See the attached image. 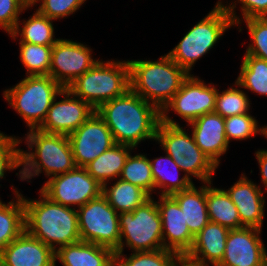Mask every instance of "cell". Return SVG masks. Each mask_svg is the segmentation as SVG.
I'll return each instance as SVG.
<instances>
[{
    "mask_svg": "<svg viewBox=\"0 0 267 266\" xmlns=\"http://www.w3.org/2000/svg\"><path fill=\"white\" fill-rule=\"evenodd\" d=\"M117 144L136 149L145 140L156 141L161 111L130 89L96 109Z\"/></svg>",
    "mask_w": 267,
    "mask_h": 266,
    "instance_id": "cell-1",
    "label": "cell"
},
{
    "mask_svg": "<svg viewBox=\"0 0 267 266\" xmlns=\"http://www.w3.org/2000/svg\"><path fill=\"white\" fill-rule=\"evenodd\" d=\"M39 194L38 200L28 199L22 194L25 231L54 252L60 247L79 242L77 210L51 201L40 190Z\"/></svg>",
    "mask_w": 267,
    "mask_h": 266,
    "instance_id": "cell-2",
    "label": "cell"
},
{
    "mask_svg": "<svg viewBox=\"0 0 267 266\" xmlns=\"http://www.w3.org/2000/svg\"><path fill=\"white\" fill-rule=\"evenodd\" d=\"M23 138L28 150L20 151L19 180L31 182L41 173L50 179L76 167L68 136L30 129Z\"/></svg>",
    "mask_w": 267,
    "mask_h": 266,
    "instance_id": "cell-3",
    "label": "cell"
},
{
    "mask_svg": "<svg viewBox=\"0 0 267 266\" xmlns=\"http://www.w3.org/2000/svg\"><path fill=\"white\" fill-rule=\"evenodd\" d=\"M130 90L160 111L181 89L189 73L167 54L156 60H128Z\"/></svg>",
    "mask_w": 267,
    "mask_h": 266,
    "instance_id": "cell-4",
    "label": "cell"
},
{
    "mask_svg": "<svg viewBox=\"0 0 267 266\" xmlns=\"http://www.w3.org/2000/svg\"><path fill=\"white\" fill-rule=\"evenodd\" d=\"M67 89L96 110L130 89L128 60H99Z\"/></svg>",
    "mask_w": 267,
    "mask_h": 266,
    "instance_id": "cell-5",
    "label": "cell"
},
{
    "mask_svg": "<svg viewBox=\"0 0 267 266\" xmlns=\"http://www.w3.org/2000/svg\"><path fill=\"white\" fill-rule=\"evenodd\" d=\"M233 27L230 15L218 0L214 8L190 28L166 54L191 75L195 63L214 48L225 32Z\"/></svg>",
    "mask_w": 267,
    "mask_h": 266,
    "instance_id": "cell-6",
    "label": "cell"
},
{
    "mask_svg": "<svg viewBox=\"0 0 267 266\" xmlns=\"http://www.w3.org/2000/svg\"><path fill=\"white\" fill-rule=\"evenodd\" d=\"M62 90L63 87L49 75L25 76L3 91V97L30 130L43 124L53 100Z\"/></svg>",
    "mask_w": 267,
    "mask_h": 266,
    "instance_id": "cell-7",
    "label": "cell"
},
{
    "mask_svg": "<svg viewBox=\"0 0 267 266\" xmlns=\"http://www.w3.org/2000/svg\"><path fill=\"white\" fill-rule=\"evenodd\" d=\"M190 134L181 125H169L160 121L155 142L160 144L164 153L177 163L188 178L192 180L194 177L202 183L213 182V175L218 168L196 145L192 133Z\"/></svg>",
    "mask_w": 267,
    "mask_h": 266,
    "instance_id": "cell-8",
    "label": "cell"
},
{
    "mask_svg": "<svg viewBox=\"0 0 267 266\" xmlns=\"http://www.w3.org/2000/svg\"><path fill=\"white\" fill-rule=\"evenodd\" d=\"M119 225L120 244L115 253H124L125 246L132 252L165 249L162 221L153 196L134 211L119 213Z\"/></svg>",
    "mask_w": 267,
    "mask_h": 266,
    "instance_id": "cell-9",
    "label": "cell"
},
{
    "mask_svg": "<svg viewBox=\"0 0 267 266\" xmlns=\"http://www.w3.org/2000/svg\"><path fill=\"white\" fill-rule=\"evenodd\" d=\"M76 210L81 241L105 246L113 251L119 247V213L102 194Z\"/></svg>",
    "mask_w": 267,
    "mask_h": 266,
    "instance_id": "cell-10",
    "label": "cell"
},
{
    "mask_svg": "<svg viewBox=\"0 0 267 266\" xmlns=\"http://www.w3.org/2000/svg\"><path fill=\"white\" fill-rule=\"evenodd\" d=\"M214 83L206 84L204 80L193 74L183 82L181 89L161 110V121L169 125H179L172 117L170 111L187 124L207 113H213L217 94Z\"/></svg>",
    "mask_w": 267,
    "mask_h": 266,
    "instance_id": "cell-11",
    "label": "cell"
},
{
    "mask_svg": "<svg viewBox=\"0 0 267 266\" xmlns=\"http://www.w3.org/2000/svg\"><path fill=\"white\" fill-rule=\"evenodd\" d=\"M40 191L57 204L78 209L88 201L98 198L102 194V185L86 168L75 167L47 180Z\"/></svg>",
    "mask_w": 267,
    "mask_h": 266,
    "instance_id": "cell-12",
    "label": "cell"
},
{
    "mask_svg": "<svg viewBox=\"0 0 267 266\" xmlns=\"http://www.w3.org/2000/svg\"><path fill=\"white\" fill-rule=\"evenodd\" d=\"M91 52L92 49L84 43L59 39L52 47L49 76L67 88L100 60L93 58Z\"/></svg>",
    "mask_w": 267,
    "mask_h": 266,
    "instance_id": "cell-13",
    "label": "cell"
},
{
    "mask_svg": "<svg viewBox=\"0 0 267 266\" xmlns=\"http://www.w3.org/2000/svg\"><path fill=\"white\" fill-rule=\"evenodd\" d=\"M68 138L76 167L85 168L116 144L110 129L96 111Z\"/></svg>",
    "mask_w": 267,
    "mask_h": 266,
    "instance_id": "cell-14",
    "label": "cell"
},
{
    "mask_svg": "<svg viewBox=\"0 0 267 266\" xmlns=\"http://www.w3.org/2000/svg\"><path fill=\"white\" fill-rule=\"evenodd\" d=\"M59 96L63 98L57 101ZM95 111L89 103L63 88L53 100L43 124L38 129L46 133L69 136Z\"/></svg>",
    "mask_w": 267,
    "mask_h": 266,
    "instance_id": "cell-15",
    "label": "cell"
},
{
    "mask_svg": "<svg viewBox=\"0 0 267 266\" xmlns=\"http://www.w3.org/2000/svg\"><path fill=\"white\" fill-rule=\"evenodd\" d=\"M261 232L254 227L229 230L223 259L217 266H267Z\"/></svg>",
    "mask_w": 267,
    "mask_h": 266,
    "instance_id": "cell-16",
    "label": "cell"
},
{
    "mask_svg": "<svg viewBox=\"0 0 267 266\" xmlns=\"http://www.w3.org/2000/svg\"><path fill=\"white\" fill-rule=\"evenodd\" d=\"M156 203L162 221L164 248L183 258L192 248L195 238L190 233L184 212L171 195L159 196Z\"/></svg>",
    "mask_w": 267,
    "mask_h": 266,
    "instance_id": "cell-17",
    "label": "cell"
},
{
    "mask_svg": "<svg viewBox=\"0 0 267 266\" xmlns=\"http://www.w3.org/2000/svg\"><path fill=\"white\" fill-rule=\"evenodd\" d=\"M242 173L230 188L224 189L235 204L243 227L263 229L266 199L264 191Z\"/></svg>",
    "mask_w": 267,
    "mask_h": 266,
    "instance_id": "cell-18",
    "label": "cell"
},
{
    "mask_svg": "<svg viewBox=\"0 0 267 266\" xmlns=\"http://www.w3.org/2000/svg\"><path fill=\"white\" fill-rule=\"evenodd\" d=\"M228 234V228L209 221L195 236L183 263L187 266H217L223 259Z\"/></svg>",
    "mask_w": 267,
    "mask_h": 266,
    "instance_id": "cell-19",
    "label": "cell"
},
{
    "mask_svg": "<svg viewBox=\"0 0 267 266\" xmlns=\"http://www.w3.org/2000/svg\"><path fill=\"white\" fill-rule=\"evenodd\" d=\"M0 266H57L55 252L26 231L0 253Z\"/></svg>",
    "mask_w": 267,
    "mask_h": 266,
    "instance_id": "cell-20",
    "label": "cell"
},
{
    "mask_svg": "<svg viewBox=\"0 0 267 266\" xmlns=\"http://www.w3.org/2000/svg\"><path fill=\"white\" fill-rule=\"evenodd\" d=\"M191 126L196 145L218 168L220 158L227 152L229 142L226 139L224 118L215 112L207 113L187 124Z\"/></svg>",
    "mask_w": 267,
    "mask_h": 266,
    "instance_id": "cell-21",
    "label": "cell"
},
{
    "mask_svg": "<svg viewBox=\"0 0 267 266\" xmlns=\"http://www.w3.org/2000/svg\"><path fill=\"white\" fill-rule=\"evenodd\" d=\"M114 258L111 248L81 240L55 252V261L63 266H114Z\"/></svg>",
    "mask_w": 267,
    "mask_h": 266,
    "instance_id": "cell-22",
    "label": "cell"
},
{
    "mask_svg": "<svg viewBox=\"0 0 267 266\" xmlns=\"http://www.w3.org/2000/svg\"><path fill=\"white\" fill-rule=\"evenodd\" d=\"M198 189L193 183L188 189L176 192L171 196L177 201L184 212L185 221L190 233L195 237L210 219L206 202V184Z\"/></svg>",
    "mask_w": 267,
    "mask_h": 266,
    "instance_id": "cell-23",
    "label": "cell"
},
{
    "mask_svg": "<svg viewBox=\"0 0 267 266\" xmlns=\"http://www.w3.org/2000/svg\"><path fill=\"white\" fill-rule=\"evenodd\" d=\"M165 154V157L149 159L154 179V193L160 190L156 193H159V196L172 195L188 189L194 183L185 174L180 178L179 173L183 171L167 153Z\"/></svg>",
    "mask_w": 267,
    "mask_h": 266,
    "instance_id": "cell-24",
    "label": "cell"
},
{
    "mask_svg": "<svg viewBox=\"0 0 267 266\" xmlns=\"http://www.w3.org/2000/svg\"><path fill=\"white\" fill-rule=\"evenodd\" d=\"M11 188L14 192L12 201L10 200L8 203H5L0 199V253L7 245L25 231L23 197L17 188L13 186H11Z\"/></svg>",
    "mask_w": 267,
    "mask_h": 266,
    "instance_id": "cell-25",
    "label": "cell"
},
{
    "mask_svg": "<svg viewBox=\"0 0 267 266\" xmlns=\"http://www.w3.org/2000/svg\"><path fill=\"white\" fill-rule=\"evenodd\" d=\"M134 150L128 145L115 144L85 168L88 173L102 186L120 177L125 161Z\"/></svg>",
    "mask_w": 267,
    "mask_h": 266,
    "instance_id": "cell-26",
    "label": "cell"
},
{
    "mask_svg": "<svg viewBox=\"0 0 267 266\" xmlns=\"http://www.w3.org/2000/svg\"><path fill=\"white\" fill-rule=\"evenodd\" d=\"M53 21L55 20L40 14L36 10L27 20L23 19L21 21L19 19L15 30L9 35L13 40L20 36L19 42L53 46L60 39L55 37Z\"/></svg>",
    "mask_w": 267,
    "mask_h": 266,
    "instance_id": "cell-27",
    "label": "cell"
},
{
    "mask_svg": "<svg viewBox=\"0 0 267 266\" xmlns=\"http://www.w3.org/2000/svg\"><path fill=\"white\" fill-rule=\"evenodd\" d=\"M212 185V182L206 185V202L210 221L229 230L243 228L238 210L224 188Z\"/></svg>",
    "mask_w": 267,
    "mask_h": 266,
    "instance_id": "cell-28",
    "label": "cell"
},
{
    "mask_svg": "<svg viewBox=\"0 0 267 266\" xmlns=\"http://www.w3.org/2000/svg\"><path fill=\"white\" fill-rule=\"evenodd\" d=\"M107 182L102 186V195L118 213L132 212L151 196L140 187L117 178L113 185ZM109 186V187H108Z\"/></svg>",
    "mask_w": 267,
    "mask_h": 266,
    "instance_id": "cell-29",
    "label": "cell"
},
{
    "mask_svg": "<svg viewBox=\"0 0 267 266\" xmlns=\"http://www.w3.org/2000/svg\"><path fill=\"white\" fill-rule=\"evenodd\" d=\"M235 81L248 92L267 96V61L245 54Z\"/></svg>",
    "mask_w": 267,
    "mask_h": 266,
    "instance_id": "cell-30",
    "label": "cell"
},
{
    "mask_svg": "<svg viewBox=\"0 0 267 266\" xmlns=\"http://www.w3.org/2000/svg\"><path fill=\"white\" fill-rule=\"evenodd\" d=\"M183 258L168 249L132 252L130 255L115 253L114 266H180Z\"/></svg>",
    "mask_w": 267,
    "mask_h": 266,
    "instance_id": "cell-31",
    "label": "cell"
},
{
    "mask_svg": "<svg viewBox=\"0 0 267 266\" xmlns=\"http://www.w3.org/2000/svg\"><path fill=\"white\" fill-rule=\"evenodd\" d=\"M119 178L140 187L150 196H153L154 179L151 172V163L146 154L132 155L130 152Z\"/></svg>",
    "mask_w": 267,
    "mask_h": 266,
    "instance_id": "cell-32",
    "label": "cell"
},
{
    "mask_svg": "<svg viewBox=\"0 0 267 266\" xmlns=\"http://www.w3.org/2000/svg\"><path fill=\"white\" fill-rule=\"evenodd\" d=\"M19 58L26 69V76L49 75L52 47L27 42H18Z\"/></svg>",
    "mask_w": 267,
    "mask_h": 266,
    "instance_id": "cell-33",
    "label": "cell"
},
{
    "mask_svg": "<svg viewBox=\"0 0 267 266\" xmlns=\"http://www.w3.org/2000/svg\"><path fill=\"white\" fill-rule=\"evenodd\" d=\"M235 86V87H234ZM234 86L222 92L217 89L214 112L223 118L250 113L251 101L235 81ZM239 88V89H238Z\"/></svg>",
    "mask_w": 267,
    "mask_h": 266,
    "instance_id": "cell-34",
    "label": "cell"
},
{
    "mask_svg": "<svg viewBox=\"0 0 267 266\" xmlns=\"http://www.w3.org/2000/svg\"><path fill=\"white\" fill-rule=\"evenodd\" d=\"M226 139L230 141H242L250 139L257 134L264 136V126H258L256 117L250 113L234 115L224 118Z\"/></svg>",
    "mask_w": 267,
    "mask_h": 266,
    "instance_id": "cell-35",
    "label": "cell"
},
{
    "mask_svg": "<svg viewBox=\"0 0 267 266\" xmlns=\"http://www.w3.org/2000/svg\"><path fill=\"white\" fill-rule=\"evenodd\" d=\"M245 22L246 29L250 35V44L245 54L255 56L267 61V17H253L240 20L235 26H238L239 32L242 31L240 25ZM240 24V25H239Z\"/></svg>",
    "mask_w": 267,
    "mask_h": 266,
    "instance_id": "cell-36",
    "label": "cell"
},
{
    "mask_svg": "<svg viewBox=\"0 0 267 266\" xmlns=\"http://www.w3.org/2000/svg\"><path fill=\"white\" fill-rule=\"evenodd\" d=\"M23 138L6 135L0 131V181L5 179L7 171H13L21 167L19 144Z\"/></svg>",
    "mask_w": 267,
    "mask_h": 266,
    "instance_id": "cell-37",
    "label": "cell"
},
{
    "mask_svg": "<svg viewBox=\"0 0 267 266\" xmlns=\"http://www.w3.org/2000/svg\"><path fill=\"white\" fill-rule=\"evenodd\" d=\"M87 0H33L31 6H36L40 14L47 16L52 20L68 18V16L75 14L85 4Z\"/></svg>",
    "mask_w": 267,
    "mask_h": 266,
    "instance_id": "cell-38",
    "label": "cell"
},
{
    "mask_svg": "<svg viewBox=\"0 0 267 266\" xmlns=\"http://www.w3.org/2000/svg\"><path fill=\"white\" fill-rule=\"evenodd\" d=\"M222 5L225 7L226 12L230 15L231 20L234 26L243 19L253 18V17H267V0H235L228 3L224 0H219ZM237 3V4H236ZM238 3H240L241 9V18L237 15L235 9L237 8Z\"/></svg>",
    "mask_w": 267,
    "mask_h": 266,
    "instance_id": "cell-39",
    "label": "cell"
},
{
    "mask_svg": "<svg viewBox=\"0 0 267 266\" xmlns=\"http://www.w3.org/2000/svg\"><path fill=\"white\" fill-rule=\"evenodd\" d=\"M32 8L27 0H0V29L11 34L17 25L20 14Z\"/></svg>",
    "mask_w": 267,
    "mask_h": 266,
    "instance_id": "cell-40",
    "label": "cell"
},
{
    "mask_svg": "<svg viewBox=\"0 0 267 266\" xmlns=\"http://www.w3.org/2000/svg\"><path fill=\"white\" fill-rule=\"evenodd\" d=\"M254 154L256 155L255 157L258 161L260 169V183H262L260 188L264 187V192H267V149H258Z\"/></svg>",
    "mask_w": 267,
    "mask_h": 266,
    "instance_id": "cell-41",
    "label": "cell"
},
{
    "mask_svg": "<svg viewBox=\"0 0 267 266\" xmlns=\"http://www.w3.org/2000/svg\"><path fill=\"white\" fill-rule=\"evenodd\" d=\"M264 137L267 138V125L266 126L264 125Z\"/></svg>",
    "mask_w": 267,
    "mask_h": 266,
    "instance_id": "cell-42",
    "label": "cell"
}]
</instances>
